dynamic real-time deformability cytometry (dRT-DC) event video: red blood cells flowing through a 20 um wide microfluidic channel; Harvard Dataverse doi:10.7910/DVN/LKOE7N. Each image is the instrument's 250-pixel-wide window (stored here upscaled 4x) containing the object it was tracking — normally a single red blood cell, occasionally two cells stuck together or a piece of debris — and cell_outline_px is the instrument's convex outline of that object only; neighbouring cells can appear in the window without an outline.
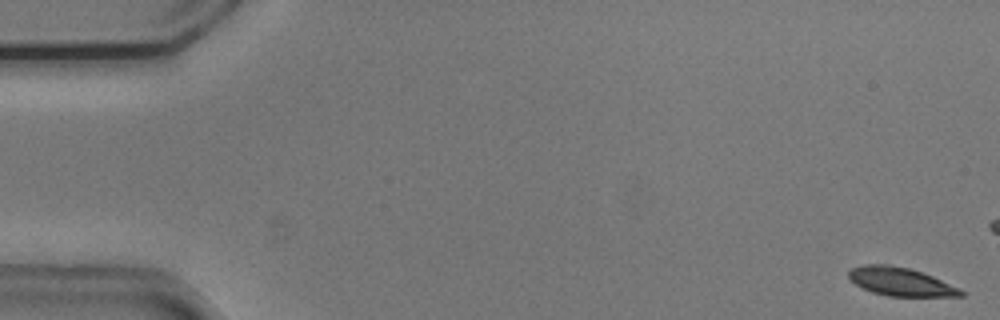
{"species": "common noctule bat (a hibernating species)", "species_latin": "Nyctalus noctula", "temperature_condition": "cold", "stored_images_in_passage": 15, "camera_frame_rate_fps": 3000, "um_per_image_px": 0.085, "animal": {"sex": "male", "body_mass_g": 20.5, "forearm_length_mm": 52.5}, "frame": {"image": 1, "passage_image": 1, "time_ms": 0.0, "image_size_px": [1000, 320], "cell_outline_px": [[964, 296], [888, 296], [872, 292], [856, 284], [848, 276], [848, 272], [852, 268], [864, 264], [888, 264], [908, 268], [932, 276], [960, 288], [964, 292]], "centroid_in_image_um": [76.55, 23.94], "position_along_channel_um": 8.4, "area_um2": 18.32}}